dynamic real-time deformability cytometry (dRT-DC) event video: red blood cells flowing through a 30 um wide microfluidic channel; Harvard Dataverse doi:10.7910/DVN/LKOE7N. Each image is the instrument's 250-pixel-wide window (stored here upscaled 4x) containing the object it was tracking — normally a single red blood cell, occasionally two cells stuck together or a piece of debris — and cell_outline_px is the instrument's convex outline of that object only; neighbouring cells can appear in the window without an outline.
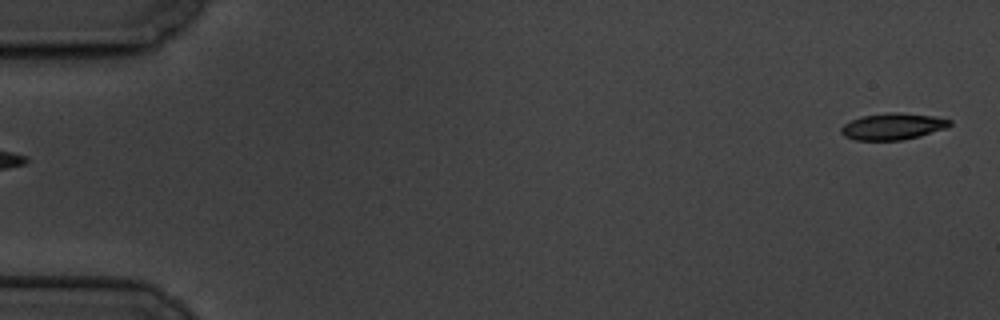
{"species": "common noctule bat (a hibernating species)", "species_latin": "Nyctalus noctula", "temperature_condition": "cold", "stored_images_in_passage": 5, "camera_frame_rate_fps": 3000, "um_per_image_px": 0.085, "animal": {"sex": "male", "body_mass_g": 19.5, "forearm_length_mm": 54.6}, "frame": {"image": 1, "passage_image": 1, "time_ms": 0.0, "image_size_px": [1000, 320], "cell_outline_px": [[952, 124], [948, 128], [920, 136], [900, 140], [856, 140], [844, 136], [840, 132], [840, 128], [844, 124], [860, 116], [892, 112], [896, 112], [932, 116], [952, 120]], "centroid_in_image_um": [75.9, 10.75], "position_along_channel_um": 9.1, "area_um2": 16.82}}
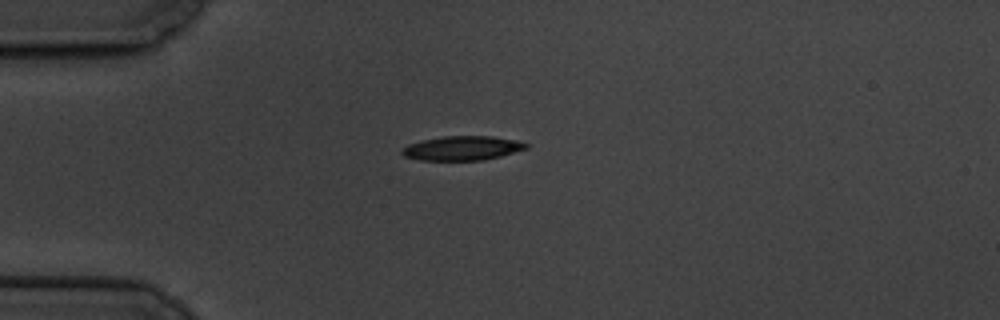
{"frame": {"image": 2, "passage_image": 5, "time_ms": 4.667, "image_size_px": [1000, 320], "cell_outline_px": [[528, 148], [500, 156], [484, 160], [420, 160], [404, 156], [400, 152], [408, 144], [420, 140], [444, 136], [492, 136], [516, 140], [528, 144]], "centroid_in_image_um": [39.28, 12.59], "position_along_channel_um": 45.7, "area_um2": 17.51}}